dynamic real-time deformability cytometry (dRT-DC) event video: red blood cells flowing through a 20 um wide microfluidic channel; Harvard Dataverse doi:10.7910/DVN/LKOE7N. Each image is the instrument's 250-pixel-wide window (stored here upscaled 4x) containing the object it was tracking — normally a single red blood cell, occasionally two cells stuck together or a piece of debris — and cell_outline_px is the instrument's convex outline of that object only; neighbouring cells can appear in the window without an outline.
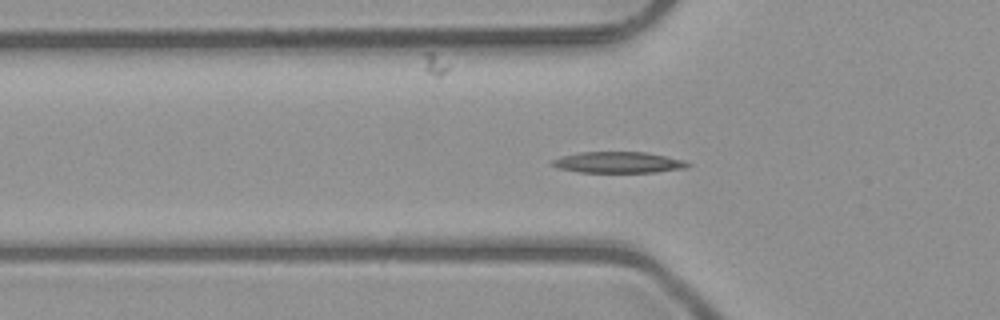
{"species": "common noctule bat (a hibernating species)", "species_latin": "Nyctalus noctula", "temperature_condition": "room temperature", "stored_images_in_passage": 52, "camera_frame_rate_fps": 3000, "um_per_image_px": 0.085, "animal": {"sex": "male", "body_mass_g": 23.1, "forearm_length_mm": 52.7}, "frame": {"image": 1, "passage_image": 17, "time_ms": 5.333, "image_size_px": [1000, 320], "cell_outline_px": [[692, 164], [688, 168], [656, 172], [580, 172], [556, 168], [552, 164], [552, 160], [564, 156], [580, 152], [648, 152], [684, 160]], "centroid_in_image_um": [52.62, 13.8], "position_along_channel_um": 73.2, "area_um2": 16.7}}
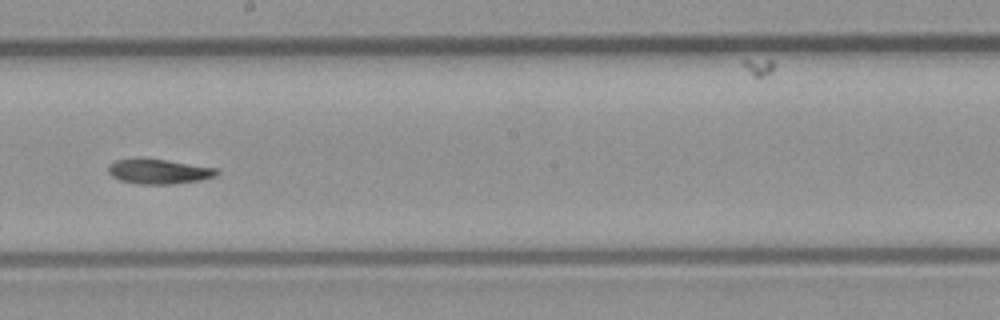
{"frame": {"image": 2, "passage_image": 29, "time_ms": 9.333, "image_size_px": [1000, 320], "cell_outline_px": [[220, 172], [216, 176], [200, 180], [168, 184], [140, 184], [120, 180], [112, 176], [108, 172], [108, 168], [116, 160], [168, 160], [216, 168]], "centroid_in_image_um": [13.56, 14.6], "position_along_channel_um": 234.6, "area_um2": 15.14}}
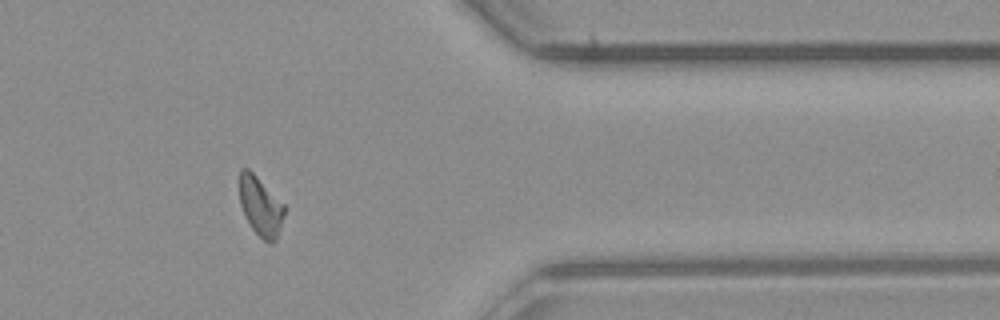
{"frame": {"image": 3, "passage_image": 42, "time_ms": 13.667, "image_size_px": [1000, 320], "cell_outline_px": [[284, 216], [276, 240], [272, 244], [268, 244], [252, 228], [240, 204], [240, 168], [248, 168], [284, 204]], "centroid_in_image_um": [22.16, 17.55], "position_along_channel_um": 389.2, "area_um2": 15.14}, "authors_computed_cell_mechanics": {"area_um2": 15.9239, "velocity_mm_per_s": 4.0083, "shape_relaxation_time_tau1_ms": 4.6469, "shape_relaxation_time_tau2_ms": 6.1494, "deformation_change_tau1": 0.1715, "deformation_change_tau2": 0.1178}}